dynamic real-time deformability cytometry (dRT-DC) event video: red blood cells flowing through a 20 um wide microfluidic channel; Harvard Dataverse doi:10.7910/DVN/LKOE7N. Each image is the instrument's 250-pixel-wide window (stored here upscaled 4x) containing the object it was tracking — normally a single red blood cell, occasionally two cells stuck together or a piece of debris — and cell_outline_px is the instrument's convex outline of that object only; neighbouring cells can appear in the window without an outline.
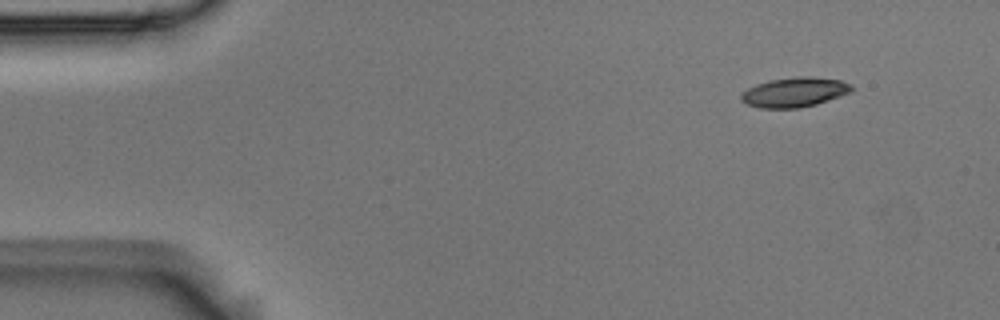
{"species": "Egyptian fruit bat (a non-hibernating species)", "species_latin": "Rousettus aegyptiacus", "temperature_condition": "room temperature", "stored_images_in_passage": 5, "camera_frame_rate_fps": 3000, "um_per_image_px": 0.085, "animal": {"sex": "male"}, "frame": {"image": 1, "passage_image": 1, "time_ms": 0.0, "image_size_px": [1000, 320], "cell_outline_px": [[852, 92], [816, 104], [800, 108], [760, 108], [748, 104], [740, 100], [740, 92], [756, 84], [768, 80], [796, 76], [812, 76], [840, 80], [852, 84]], "centroid_in_image_um": [67.52, 7.83], "position_along_channel_um": 17.5, "area_um2": 19.31}}
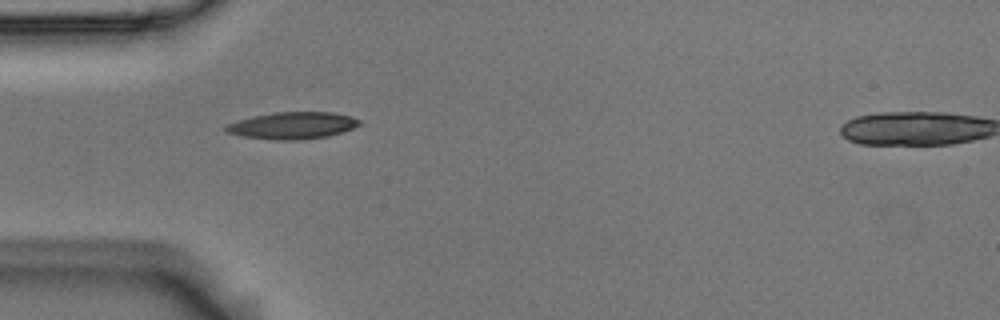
{"frame": {"image": 2, "passage_image": 4, "time_ms": 1.0, "image_size_px": [1000, 320], "cell_outline_px": [[360, 124], [352, 128], [328, 136], [296, 140], [272, 140], [244, 136], [224, 132], [224, 128], [228, 124], [252, 116], [276, 112], [332, 112], [352, 116], [360, 120]], "centroid_in_image_um": [24.86, 10.66], "position_along_channel_um": 60.1, "area_um2": 20.81}}
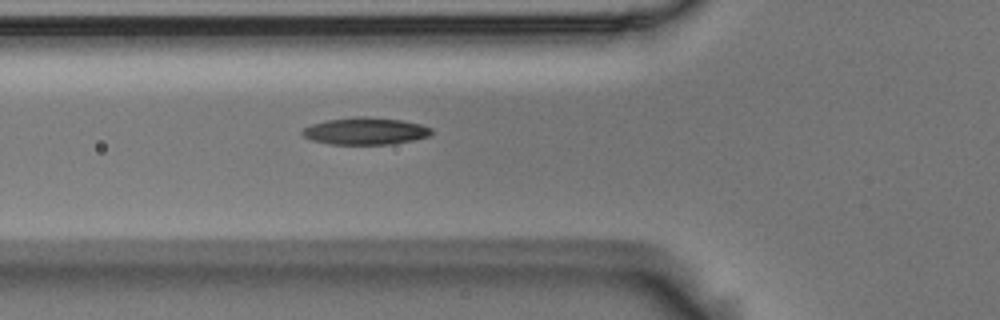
{"frame": {"image": 3, "passage_image": 5, "time_ms": 1.333, "image_size_px": [1000, 320], "cell_outline_px": [[432, 132], [428, 136], [412, 140], [392, 144], [328, 144], [312, 140], [304, 136], [300, 132], [304, 128], [312, 124], [324, 120], [356, 116], [364, 116], [400, 120], [420, 124], [432, 128]], "centroid_in_image_um": [31.02, 11.13], "position_along_channel_um": 94.8, "area_um2": 20.35}}